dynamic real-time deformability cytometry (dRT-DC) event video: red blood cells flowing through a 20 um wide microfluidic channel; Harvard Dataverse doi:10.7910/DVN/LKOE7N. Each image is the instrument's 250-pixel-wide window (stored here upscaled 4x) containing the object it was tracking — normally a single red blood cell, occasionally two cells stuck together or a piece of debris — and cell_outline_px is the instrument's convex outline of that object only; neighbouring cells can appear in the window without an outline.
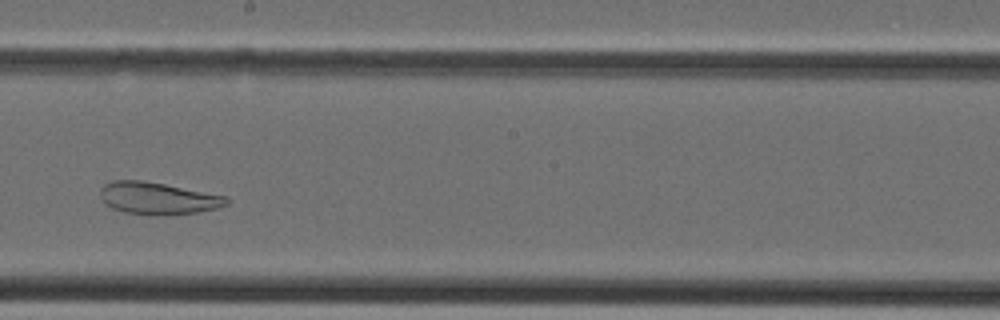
{"species": "Egyptian fruit bat (a non-hibernating species)", "species_latin": "Rousettus aegyptiacus", "temperature_condition": "cold", "stored_images_in_passage": 28, "camera_frame_rate_fps": 3000, "um_per_image_px": 0.085, "animal": {"sex": "female"}, "frame": {"image": 1, "passage_image": 11, "time_ms": 3.333, "image_size_px": [1000, 320], "cell_outline_px": [[232, 200], [228, 204], [216, 208], [196, 212], [164, 216], [124, 212], [112, 208], [104, 204], [100, 196], [100, 188], [104, 184], [112, 180], [140, 180], [164, 184], [228, 196]], "centroid_in_image_um": [13.42, 16.85], "position_along_channel_um": 234.8, "area_um2": 23.81}}
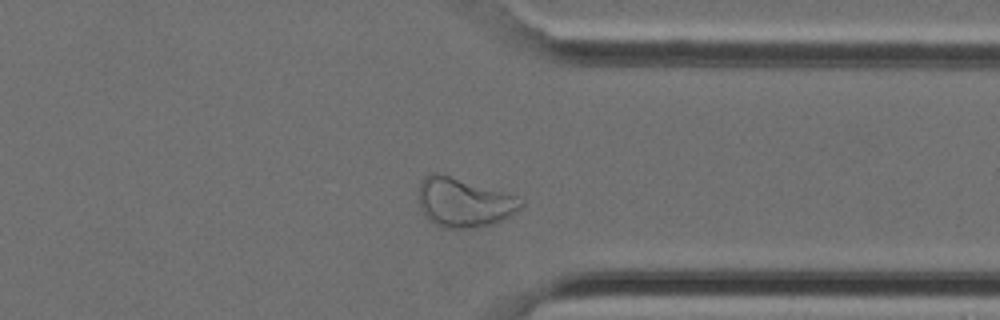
{"frame": {"image": 2, "passage_image": 19, "time_ms": 6.0, "image_size_px": [1000, 320], "cell_outline_px": [[524, 204], [520, 208], [508, 216], [492, 224], [480, 228], [444, 228], [428, 220], [424, 216], [416, 200], [420, 180], [424, 176], [432, 172], [436, 172], [520, 196], [524, 200]], "centroid_in_image_um": [39.39, 17.2], "position_along_channel_um": 372.0, "area_um2": 29.82}}
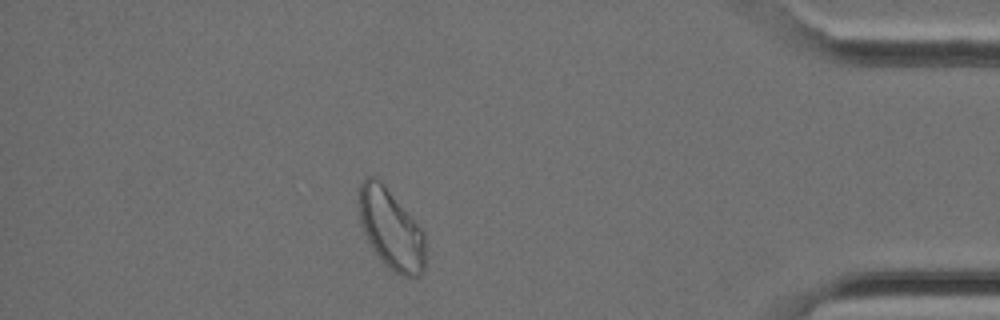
{"frame": {"image": 3, "passage_image": 23, "time_ms": 7.333, "image_size_px": [1000, 320], "cell_outline_px": [[424, 272], [416, 276], [400, 276], [384, 264], [380, 260], [372, 248], [364, 232], [360, 220], [360, 184], [364, 176], [372, 176], [380, 180], [424, 232]], "centroid_in_image_um": [33.23, 19.5], "position_along_channel_um": 402.0, "area_um2": 30.46}}